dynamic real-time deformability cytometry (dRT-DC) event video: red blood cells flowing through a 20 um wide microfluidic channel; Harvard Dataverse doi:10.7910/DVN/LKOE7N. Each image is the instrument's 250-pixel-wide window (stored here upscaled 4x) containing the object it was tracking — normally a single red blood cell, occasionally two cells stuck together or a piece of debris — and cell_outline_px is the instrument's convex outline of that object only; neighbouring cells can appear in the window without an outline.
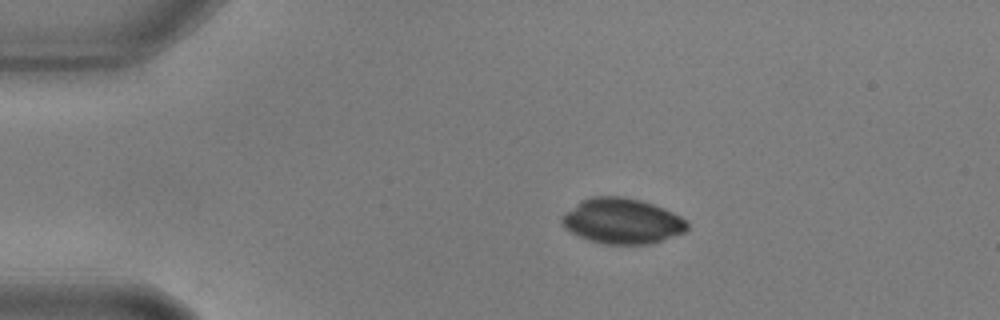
{"species": "common noctule bat (a hibernating species)", "species_latin": "Nyctalus noctula", "temperature_condition": "warm", "stored_images_in_passage": 16, "camera_frame_rate_fps": 3000, "um_per_image_px": 0.085, "animal": {"sex": "male", "body_mass_g": 17.9, "forearm_length_mm": 54.2}, "frame": {"image": 1, "passage_image": 1, "time_ms": 0.0, "image_size_px": [1000, 320], "cell_outline_px": [[688, 228], [684, 232], [648, 244], [604, 244], [588, 240], [564, 228], [560, 220], [564, 212], [580, 200], [592, 196], [620, 196], [640, 200], [664, 208], [680, 216], [688, 224]], "centroid_in_image_um": [52.83, 18.78], "position_along_channel_um": 32.2, "area_um2": 33.06}}